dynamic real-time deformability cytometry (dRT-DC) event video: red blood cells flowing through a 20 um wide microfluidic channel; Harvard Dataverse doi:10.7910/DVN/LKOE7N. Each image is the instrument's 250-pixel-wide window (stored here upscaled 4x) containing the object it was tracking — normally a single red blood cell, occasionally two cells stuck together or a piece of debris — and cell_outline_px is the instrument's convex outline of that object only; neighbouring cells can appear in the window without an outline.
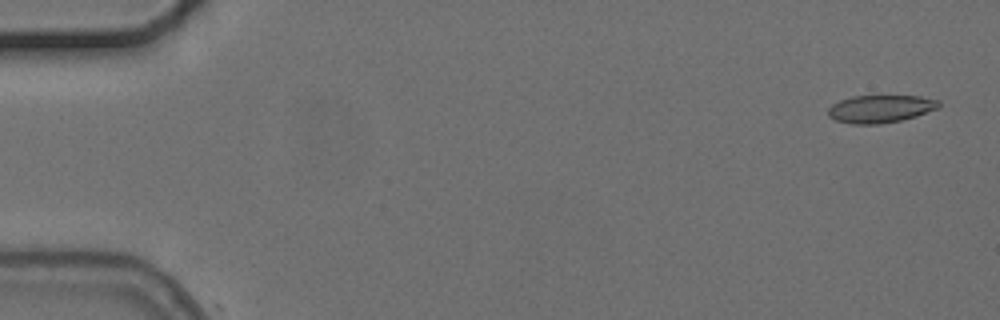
{"species": "common noctule bat (a hibernating species)", "species_latin": "Nyctalus noctula", "temperature_condition": "cold", "stored_images_in_passage": 4, "camera_frame_rate_fps": 3000, "um_per_image_px": 0.085, "animal": {"sex": "female", "body_mass_g": 24.6, "forearm_length_mm": 56.2}, "frame": {"image": 1, "passage_image": 1, "time_ms": 0.0, "image_size_px": [1000, 320], "cell_outline_px": [[940, 104], [936, 108], [916, 116], [900, 120], [880, 124], [852, 124], [836, 120], [828, 116], [828, 108], [832, 104], [840, 100], [852, 96], [920, 96], [940, 100]], "centroid_in_image_um": [74.81, 9.25], "position_along_channel_um": 10.2, "area_um2": 17.74}}
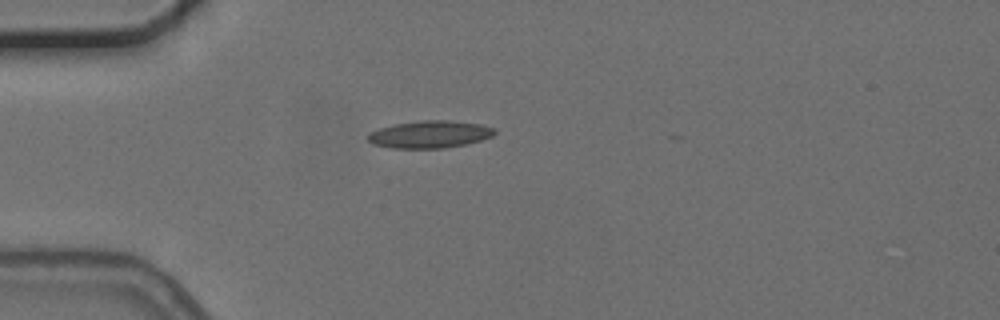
{"frame": {"image": 2, "passage_image": 4, "time_ms": 4.333, "image_size_px": [1000, 320], "cell_outline_px": [[496, 132], [492, 136], [480, 140], [464, 144], [444, 148], [392, 148], [372, 144], [368, 140], [368, 136], [372, 132], [380, 128], [396, 124], [420, 120], [448, 120], [480, 124], [496, 128]], "centroid_in_image_um": [36.55, 11.42], "position_along_channel_um": 48.5, "area_um2": 20.0}}